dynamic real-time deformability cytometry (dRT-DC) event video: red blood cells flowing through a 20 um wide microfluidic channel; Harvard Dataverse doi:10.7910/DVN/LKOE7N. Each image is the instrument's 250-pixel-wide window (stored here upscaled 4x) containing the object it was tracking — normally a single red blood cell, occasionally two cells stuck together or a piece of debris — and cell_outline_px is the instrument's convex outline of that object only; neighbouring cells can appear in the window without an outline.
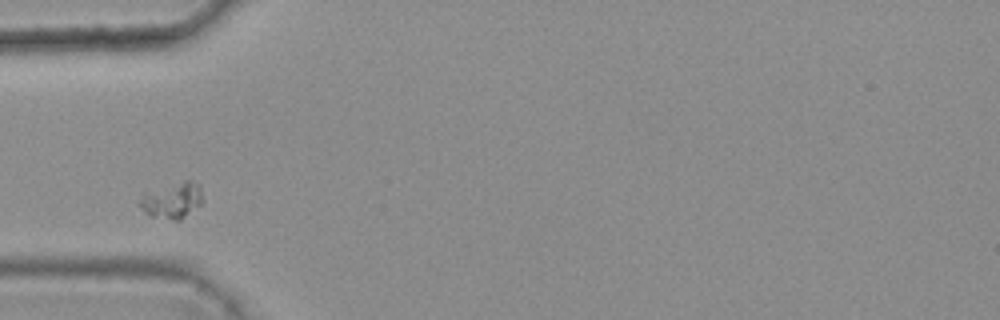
{"species": "common noctule bat (a hibernating species)", "species_latin": "Nyctalus noctula", "temperature_condition": "warm", "stored_images_in_passage": 3, "camera_frame_rate_fps": 3000, "um_per_image_px": 0.085, "animal": {"sex": "female", "body_mass_g": 25.1}, "frame": {"image": 1, "passage_image": 1, "time_ms": 0.0, "image_size_px": [1000, 320], "cell_outline_px": [[204, 200], [200, 204], [180, 220], [172, 220], [148, 216], [136, 204], [144, 192], [184, 180], [188, 180], [200, 184]], "centroid_in_image_um": [14.6, 17.03], "position_along_channel_um": 70.4, "area_um2": 13.47}}
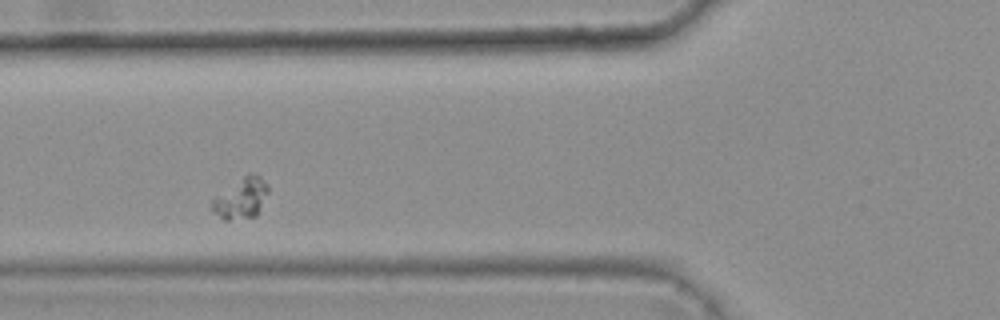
{"frame": {"image": 2, "passage_image": 2, "time_ms": 0.333, "image_size_px": [1000, 320], "cell_outline_px": [[268, 192], [260, 212], [256, 216], [228, 220], [224, 220], [212, 212], [212, 196], [248, 172], [260, 176], [268, 184]], "centroid_in_image_um": [20.48, 16.83], "position_along_channel_um": 105.3, "area_um2": 13.7}}
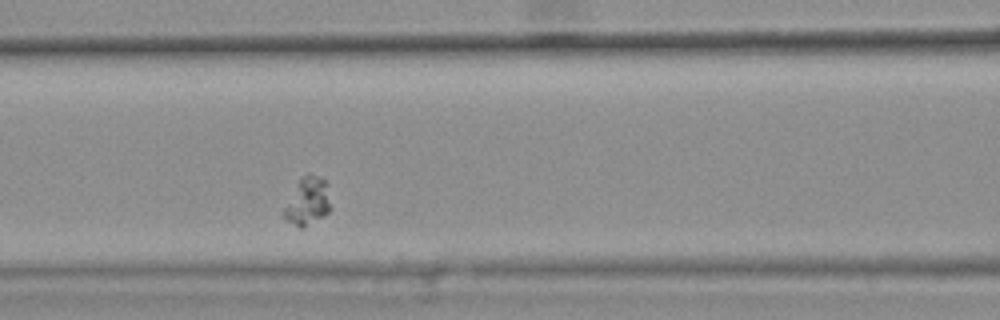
{"frame": {"image": 3, "passage_image": 3, "time_ms": 0.667, "image_size_px": [1000, 320], "cell_outline_px": [[332, 208], [324, 216], [304, 228], [300, 228], [284, 220], [284, 208], [300, 180], [308, 172], [324, 180]], "centroid_in_image_um": [26.16, 17.17], "position_along_channel_um": 140.4, "area_um2": 12.66}}